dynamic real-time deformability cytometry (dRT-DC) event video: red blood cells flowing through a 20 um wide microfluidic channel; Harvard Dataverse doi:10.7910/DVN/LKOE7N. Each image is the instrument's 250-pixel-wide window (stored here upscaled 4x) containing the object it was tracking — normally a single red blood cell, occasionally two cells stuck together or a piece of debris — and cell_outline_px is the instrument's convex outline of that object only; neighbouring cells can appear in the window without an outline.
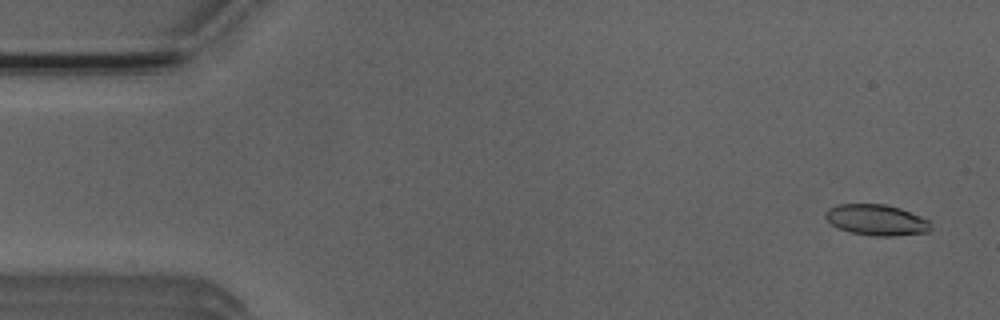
{"species": "Egyptian fruit bat (a non-hibernating species)", "species_latin": "Rousettus aegyptiacus", "temperature_condition": "room temperature", "stored_images_in_passage": 52, "camera_frame_rate_fps": 3000, "um_per_image_px": 0.085, "animal": {"sex": "male"}, "frame": {"image": 1, "passage_image": 3, "time_ms": 0.667, "image_size_px": [1000, 320], "cell_outline_px": [[932, 228], [928, 232], [892, 236], [872, 236], [852, 232], [836, 228], [824, 216], [824, 212], [828, 208], [836, 204], [884, 204], [900, 208], [920, 216], [928, 220], [932, 224]], "centroid_in_image_um": [74.49, 18.69], "position_along_channel_um": 10.5, "area_um2": 19.07}}
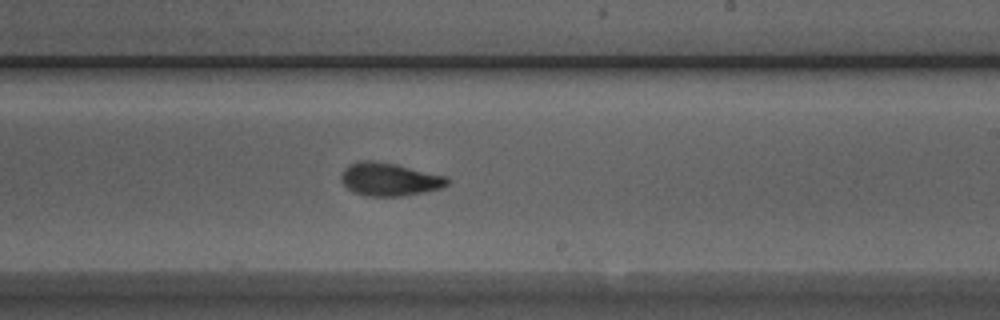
{"frame": {"image": 2, "passage_image": 31, "time_ms": 10.0, "image_size_px": [1000, 320], "cell_outline_px": [[448, 184], [440, 188], [424, 192], [400, 196], [368, 196], [352, 192], [340, 180], [340, 176], [344, 168], [348, 164], [360, 160], [376, 160], [396, 164], [448, 176]], "centroid_in_image_um": [33.07, 15.22], "position_along_channel_um": 255.9, "area_um2": 20.63}}
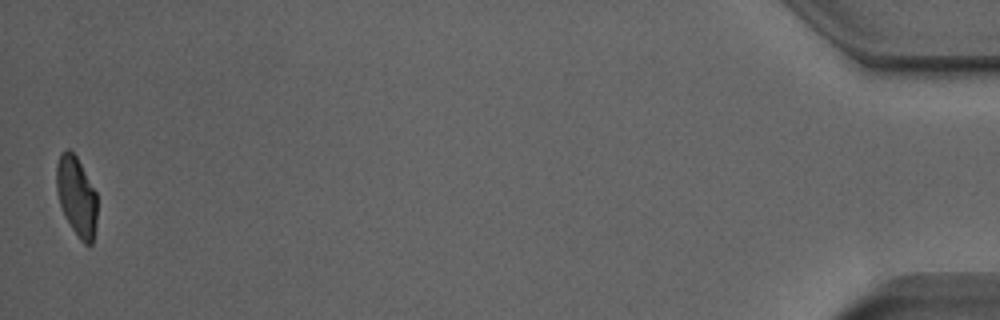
{"frame": {"image": 3, "passage_image": 52, "time_ms": 17.0, "image_size_px": [1000, 320], "cell_outline_px": [[96, 228], [92, 244], [84, 244], [80, 240], [64, 216], [56, 192], [56, 164], [60, 152], [68, 148], [76, 156], [96, 192]], "centroid_in_image_um": [6.49, 16.68], "position_along_channel_um": 428.7, "area_um2": 18.9}, "authors_computed_cell_mechanics": {"area_um2": 20.0855, "velocity_mm_per_s": 3.9211, "shape_relaxation_time_tau1_ms": 5.0901, "shape_relaxation_time_tau2_ms": 2.0207, "deformation_change_tau1": 0.1751, "deformation_change_tau2": 0.0861}}